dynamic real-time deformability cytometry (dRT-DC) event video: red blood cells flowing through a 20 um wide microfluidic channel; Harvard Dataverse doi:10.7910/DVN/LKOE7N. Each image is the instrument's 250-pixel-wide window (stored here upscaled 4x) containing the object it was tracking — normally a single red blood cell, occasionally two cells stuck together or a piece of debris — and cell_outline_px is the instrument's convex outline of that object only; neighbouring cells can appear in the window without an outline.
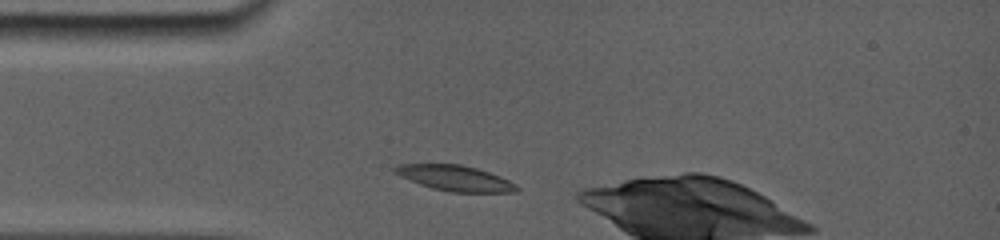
{"species": "common noctule bat (a hibernating species)", "species_latin": "Nyctalus noctula", "temperature_condition": "room temperature", "stored_images_in_passage": 13, "camera_frame_rate_fps": 5000, "um_per_image_px": 0.085, "animal": {"sex": "female", "body_mass_g": 19.0, "forearm_length_mm": 56.7}, "frame": {"image": 1, "passage_image": 2, "time_ms": 0.6, "image_size_px": [1000, 240], "cell_outline_px": [[520, 188], [516, 192], [448, 192], [432, 188], [420, 184], [400, 176], [392, 172], [392, 168], [396, 164], [460, 164], [476, 168], [500, 176], [516, 184]], "centroid_in_image_um": [38.65, 15.14], "position_along_channel_um": 46.3, "area_um2": 18.15}}
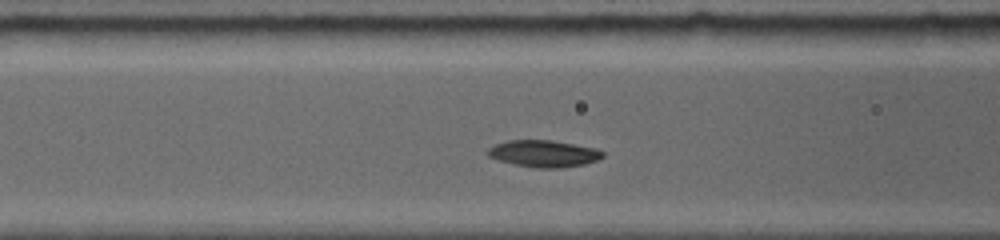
{"frame": {"image": 2, "passage_image": 7, "time_ms": 2.8, "image_size_px": [1000, 240], "cell_outline_px": [[604, 156], [596, 160], [584, 164], [560, 168], [536, 168], [512, 164], [488, 156], [488, 152], [496, 144], [508, 140], [548, 140], [572, 144], [592, 148], [604, 152]], "centroid_in_image_um": [46.22, 13.07], "position_along_channel_um": 120.4, "area_um2": 17.57}}
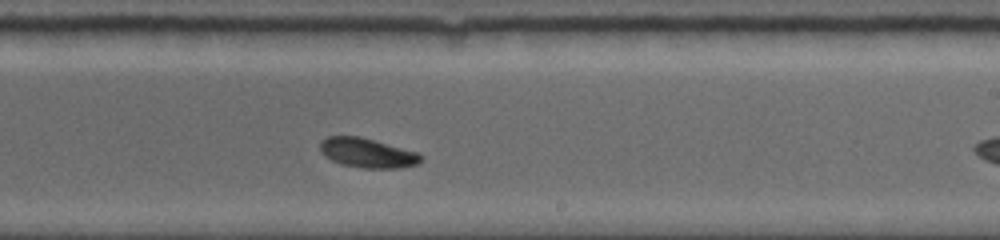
{"frame": {"image": 3, "passage_image": 13, "time_ms": 6.4, "image_size_px": [1000, 240], "cell_outline_px": [[424, 160], [416, 164], [400, 168], [364, 168], [340, 164], [332, 160], [320, 152], [320, 140], [328, 136], [360, 136], [420, 152], [424, 156]], "centroid_in_image_um": [31.26, 12.99], "position_along_channel_um": 257.7, "area_um2": 17.63}}